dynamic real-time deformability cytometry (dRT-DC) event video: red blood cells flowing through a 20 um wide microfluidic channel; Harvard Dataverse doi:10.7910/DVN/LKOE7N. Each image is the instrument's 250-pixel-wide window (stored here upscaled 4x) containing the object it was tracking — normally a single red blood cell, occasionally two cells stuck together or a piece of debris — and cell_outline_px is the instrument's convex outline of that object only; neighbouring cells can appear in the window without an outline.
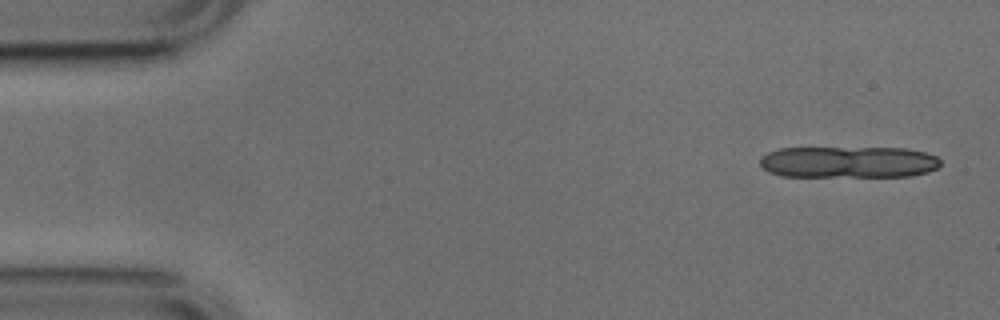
{"species": "common noctule bat (a hibernating species)", "species_latin": "Nyctalus noctula", "temperature_condition": "cold", "stored_images_in_passage": 5, "camera_frame_rate_fps": 3000, "um_per_image_px": 0.085, "animal": {"sex": "male", "body_mass_g": 17.9, "forearm_length_mm": 54.2}, "frame": {"image": 1, "passage_image": 1, "time_ms": 0.0, "image_size_px": [1000, 320], "cell_outline_px": [[940, 164], [936, 168], [928, 172], [912, 176], [780, 176], [768, 172], [760, 164], [760, 156], [768, 152], [780, 148], [908, 148], [924, 152], [936, 156], [940, 160]], "centroid_in_image_um": [72.1, 13.77], "position_along_channel_um": 12.9, "area_um2": 33.35}}
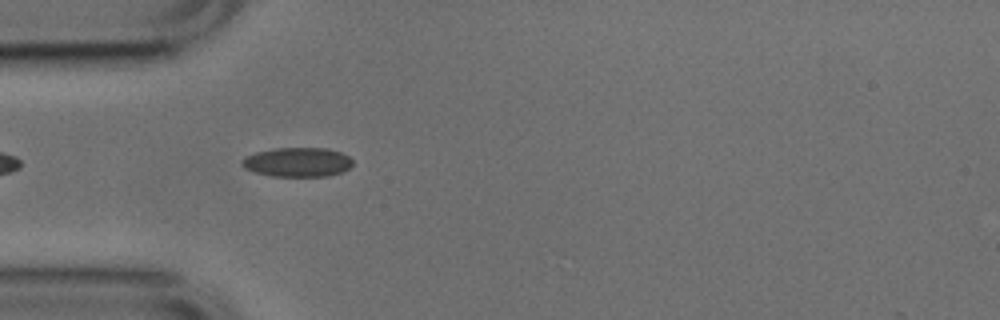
{"frame": {"image": 2, "passage_image": 4, "time_ms": 1.0, "image_size_px": [1000, 320], "cell_outline_px": [[352, 164], [348, 168], [340, 172], [328, 176], [272, 176], [256, 172], [244, 168], [240, 164], [240, 160], [256, 152], [276, 148], [328, 148], [340, 152], [348, 156], [352, 160]], "centroid_in_image_um": [25.27, 13.78], "position_along_channel_um": 59.7, "area_um2": 18.79}}